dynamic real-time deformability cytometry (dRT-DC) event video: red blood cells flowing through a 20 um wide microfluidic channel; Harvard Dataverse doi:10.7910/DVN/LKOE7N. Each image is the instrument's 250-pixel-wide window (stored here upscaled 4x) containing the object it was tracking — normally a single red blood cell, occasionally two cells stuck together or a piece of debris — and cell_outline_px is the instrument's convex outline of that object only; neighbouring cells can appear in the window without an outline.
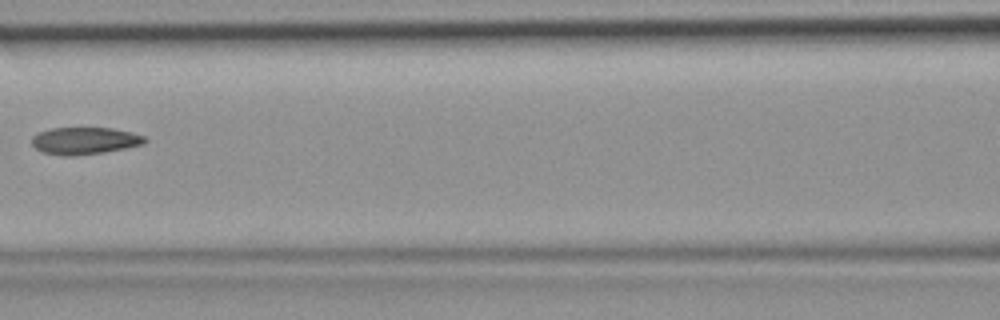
{"species": "common noctule bat (a hibernating species)", "species_latin": "Nyctalus noctula", "temperature_condition": "room temperature", "stored_images_in_passage": 6, "camera_frame_rate_fps": 3000, "um_per_image_px": 0.085, "animal": {"sex": "female", "body_mass_g": 19.9}, "frame": {"image": 1, "passage_image": 5, "time_ms": 1.333, "image_size_px": [1000, 320], "cell_outline_px": [[148, 140], [144, 144], [104, 152], [72, 156], [64, 156], [44, 152], [36, 148], [32, 144], [32, 136], [36, 132], [52, 128], [112, 128], [132, 132], [144, 136]], "centroid_in_image_um": [7.19, 11.95], "position_along_channel_um": 159.4, "area_um2": 17.86}}